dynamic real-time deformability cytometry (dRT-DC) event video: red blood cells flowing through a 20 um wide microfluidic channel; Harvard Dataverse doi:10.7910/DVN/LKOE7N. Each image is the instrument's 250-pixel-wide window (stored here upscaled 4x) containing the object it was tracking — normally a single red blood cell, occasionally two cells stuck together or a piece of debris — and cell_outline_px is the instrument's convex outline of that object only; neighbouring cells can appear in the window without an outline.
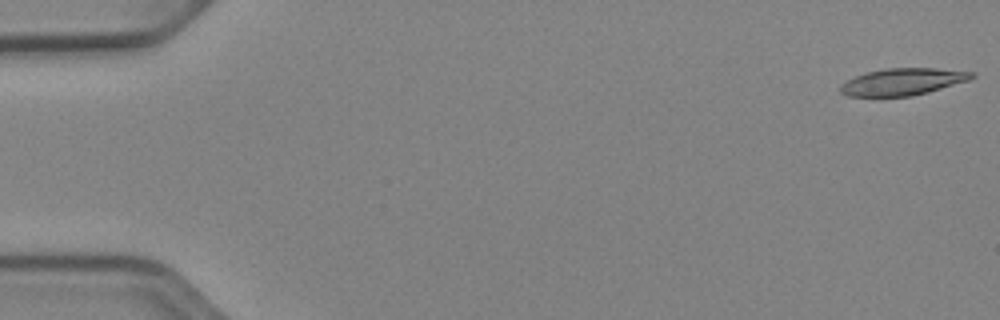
{"species": "Egyptian fruit bat (a non-hibernating species)", "species_latin": "Rousettus aegyptiacus", "temperature_condition": "cold", "stored_images_in_passage": 17, "camera_frame_rate_fps": 3000, "um_per_image_px": 0.085, "animal": {"sex": "female"}, "frame": {"image": 1, "passage_image": 1, "time_ms": 0.0, "image_size_px": [1000, 320], "cell_outline_px": [[976, 76], [968, 80], [928, 92], [912, 96], [848, 96], [840, 92], [840, 84], [856, 76], [868, 72], [884, 68], [936, 68], [976, 72]], "centroid_in_image_um": [76.75, 6.94], "position_along_channel_um": 8.3, "area_um2": 20.52}}
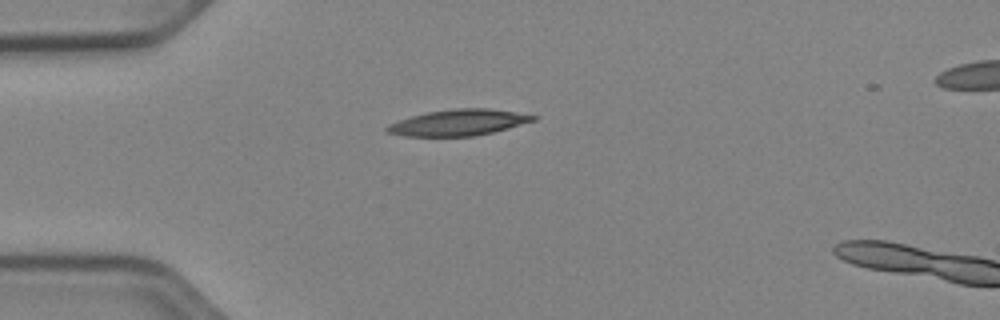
{"frame": {"image": 2, "passage_image": 14, "time_ms": 4.333, "image_size_px": [1000, 320], "cell_outline_px": [[540, 116], [536, 120], [508, 128], [492, 132], [472, 136], [404, 136], [388, 132], [384, 128], [388, 124], [412, 116], [428, 112], [456, 108], [488, 108]], "centroid_in_image_um": [38.99, 10.41], "position_along_channel_um": 46.0, "area_um2": 22.02}}